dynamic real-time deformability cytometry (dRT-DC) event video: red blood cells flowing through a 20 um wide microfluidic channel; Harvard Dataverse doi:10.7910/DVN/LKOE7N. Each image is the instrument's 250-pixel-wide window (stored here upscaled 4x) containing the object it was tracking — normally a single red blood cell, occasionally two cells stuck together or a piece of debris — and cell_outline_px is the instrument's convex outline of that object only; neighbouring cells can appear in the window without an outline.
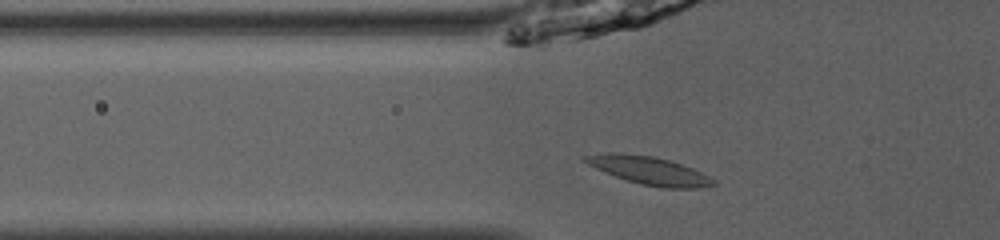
{"species": "common noctule bat (a hibernating species)", "species_latin": "Nyctalus noctula", "temperature_condition": "room temperature", "stored_images_in_passage": 33, "camera_frame_rate_fps": 3000, "um_per_image_px": 0.085, "animal": {"sex": "male", "body_mass_g": 13.0, "forearm_length_mm": 53.1}, "frame": {"image": 1, "passage_image": 3, "time_ms": 0.667, "image_size_px": [1000, 240], "cell_outline_px": [[716, 184], [700, 188], [664, 188], [640, 184], [616, 176], [596, 168], [580, 160], [584, 156], [612, 152], [616, 152], [652, 156], [668, 160], [692, 168], [716, 180]], "centroid_in_image_um": [55.18, 14.49], "position_along_channel_um": 70.6, "area_um2": 20.63}}
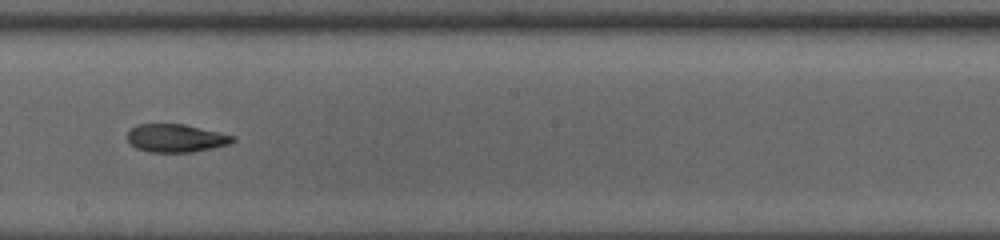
{"frame": {"image": 2, "passage_image": 15, "time_ms": 4.667, "image_size_px": [1000, 240], "cell_outline_px": [[236, 140], [228, 144], [212, 148], [192, 152], [152, 152], [136, 148], [128, 140], [128, 132], [136, 124], [184, 124], [220, 132], [236, 136]], "centroid_in_image_um": [14.98, 11.73], "position_along_channel_um": 233.2, "area_um2": 17.17}}
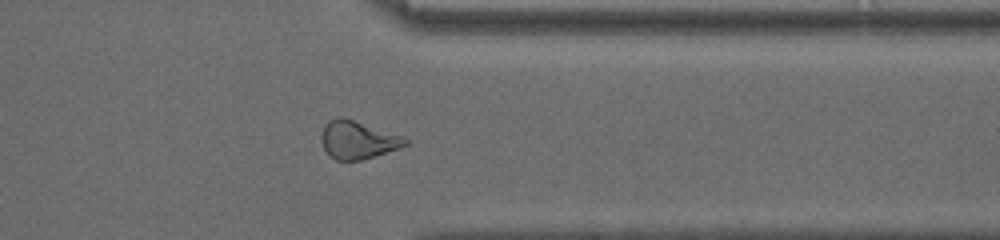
{"frame": {"image": 3, "passage_image": 26, "time_ms": 8.333, "image_size_px": [1000, 240], "cell_outline_px": [[408, 144], [400, 148], [360, 160], [336, 160], [328, 156], [320, 140], [320, 136], [324, 124], [328, 120], [340, 116], [404, 136], [408, 140]], "centroid_in_image_um": [30.38, 11.89], "position_along_channel_um": 381.0, "area_um2": 18.61}}